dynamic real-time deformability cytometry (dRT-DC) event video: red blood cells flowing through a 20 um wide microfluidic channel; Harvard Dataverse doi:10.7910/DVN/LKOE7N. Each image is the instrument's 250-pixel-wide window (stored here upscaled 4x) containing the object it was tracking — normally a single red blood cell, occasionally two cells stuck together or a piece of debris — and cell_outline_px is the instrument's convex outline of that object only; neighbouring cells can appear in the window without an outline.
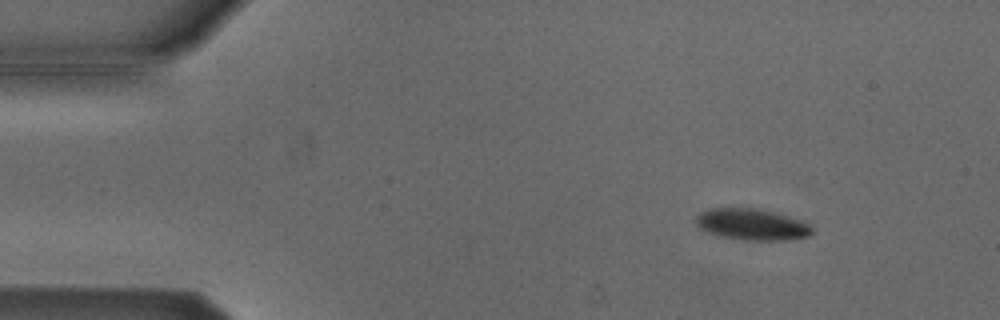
{"species": "Egyptian fruit bat (a non-hibernating species)", "species_latin": "Rousettus aegyptiacus", "temperature_condition": "cold", "stored_images_in_passage": 5, "camera_frame_rate_fps": 3000, "um_per_image_px": 0.085, "animal": {"sex": "male"}, "frame": {"image": 1, "passage_image": 2, "time_ms": 0.333, "image_size_px": [1000, 320], "cell_outline_px": [[812, 232], [808, 236], [792, 240], [748, 240], [724, 236], [700, 228], [696, 224], [696, 220], [700, 212], [712, 208], [756, 208], [788, 216], [800, 220], [808, 224], [812, 228]], "centroid_in_image_um": [63.95, 19.07], "position_along_channel_um": 21.1, "area_um2": 20.75}}
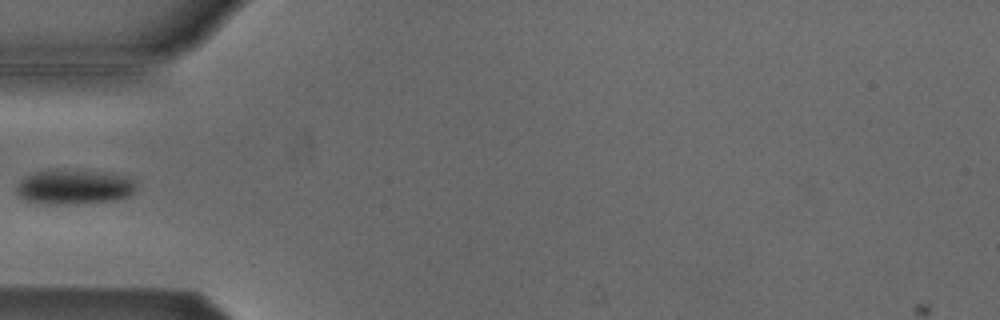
{"frame": {"image": 2, "passage_image": 5, "time_ms": 1.333, "image_size_px": [1000, 320], "cell_outline_px": [[136, 192], [128, 196], [116, 200], [68, 204], [40, 204], [24, 200], [16, 192], [16, 188], [20, 180], [36, 172], [56, 168], [108, 172], [136, 176]], "centroid_in_image_um": [6.38, 15.86], "position_along_channel_um": 78.6, "area_um2": 25.09}}